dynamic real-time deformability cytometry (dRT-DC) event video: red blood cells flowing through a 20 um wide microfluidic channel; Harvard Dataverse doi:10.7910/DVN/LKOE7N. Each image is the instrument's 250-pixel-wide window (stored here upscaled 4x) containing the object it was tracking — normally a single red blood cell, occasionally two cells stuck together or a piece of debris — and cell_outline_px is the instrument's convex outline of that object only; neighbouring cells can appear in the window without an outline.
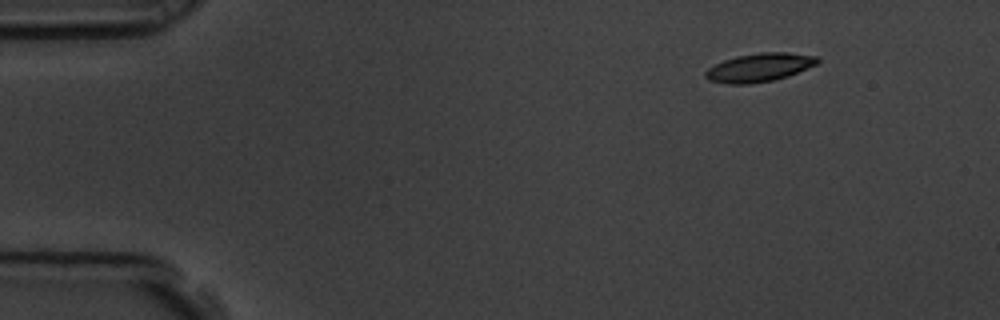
{"species": "common noctule bat (a hibernating species)", "species_latin": "Nyctalus noctula", "temperature_condition": "room temperature", "stored_images_in_passage": 5, "camera_frame_rate_fps": 3000, "um_per_image_px": 0.085, "animal": {"sex": "male", "body_mass_g": 19.5, "forearm_length_mm": 54.6}, "frame": {"image": 1, "passage_image": 1, "time_ms": 0.0, "image_size_px": [1000, 320], "cell_outline_px": [[820, 60], [816, 64], [788, 76], [772, 80], [748, 84], [728, 84], [708, 80], [704, 76], [704, 72], [708, 68], [724, 60], [736, 56], [760, 52], [784, 52], [816, 56]], "centroid_in_image_um": [64.51, 5.73], "position_along_channel_um": 20.5, "area_um2": 18.44}}
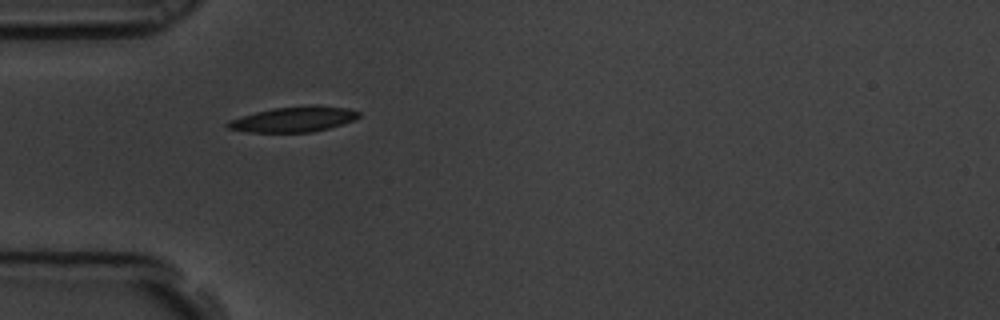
{"frame": {"image": 2, "passage_image": 4, "time_ms": 1.0, "image_size_px": [1000, 320], "cell_outline_px": [[360, 116], [356, 120], [344, 124], [312, 132], [248, 132], [228, 128], [224, 124], [228, 120], [256, 112], [272, 108], [308, 104], [316, 104], [348, 108], [360, 112]], "centroid_in_image_um": [25.0, 10.12], "position_along_channel_um": 60.0, "area_um2": 19.71}}
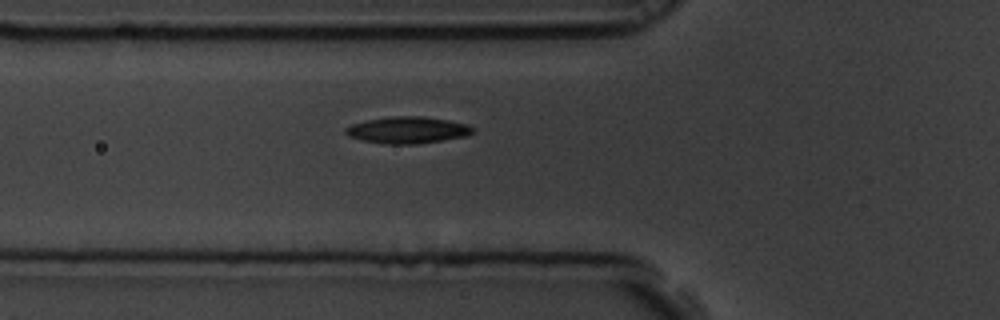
{"frame": {"image": 3, "passage_image": 5, "time_ms": 1.333, "image_size_px": [1000, 320], "cell_outline_px": [[476, 132], [468, 136], [416, 144], [384, 144], [360, 140], [348, 136], [344, 132], [344, 128], [352, 124], [364, 120], [392, 116], [424, 116], [448, 120], [468, 124], [476, 128]], "centroid_in_image_um": [34.66, 11.05], "position_along_channel_um": 91.1, "area_um2": 20.17}}